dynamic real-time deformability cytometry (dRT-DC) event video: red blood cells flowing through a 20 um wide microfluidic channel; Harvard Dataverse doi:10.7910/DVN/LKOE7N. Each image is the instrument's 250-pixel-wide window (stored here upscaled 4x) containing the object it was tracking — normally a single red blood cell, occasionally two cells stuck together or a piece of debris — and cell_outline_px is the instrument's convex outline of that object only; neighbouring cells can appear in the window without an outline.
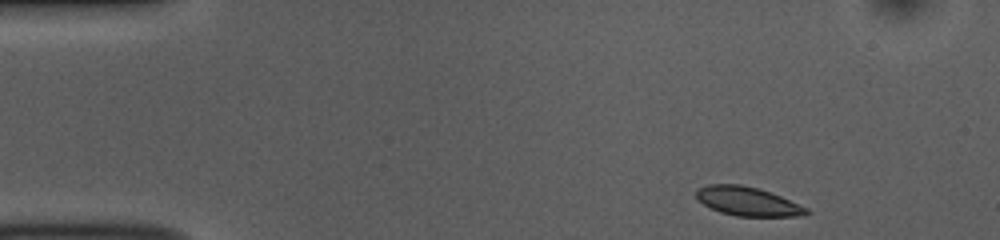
{"species": "common noctule bat (a hibernating species)", "species_latin": "Nyctalus noctula", "temperature_condition": "room temperature", "stored_images_in_passage": 47, "camera_frame_rate_fps": 3000, "um_per_image_px": 0.085, "animal": {"sex": "female", "body_mass_g": 10.0, "forearm_length_mm": 53.1}, "frame": {"image": 1, "passage_image": 1, "time_ms": 0.0, "image_size_px": [1000, 240], "cell_outline_px": [[812, 212], [808, 216], [736, 216], [720, 212], [704, 204], [696, 196], [696, 188], [708, 184], [740, 184], [756, 188], [780, 196], [808, 208]], "centroid_in_image_um": [63.58, 17.12], "position_along_channel_um": 21.4, "area_um2": 18.5}}
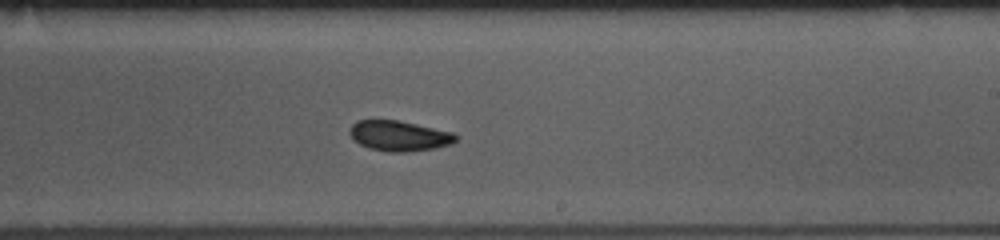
{"frame": {"image": 2, "passage_image": 26, "time_ms": 8.333, "image_size_px": [1000, 240], "cell_outline_px": [[456, 140], [452, 144], [432, 148], [408, 152], [388, 152], [368, 148], [360, 144], [348, 132], [348, 128], [356, 120], [400, 120], [452, 132], [456, 136]], "centroid_in_image_um": [33.89, 11.54], "position_along_channel_um": 255.1, "area_um2": 18.73}}
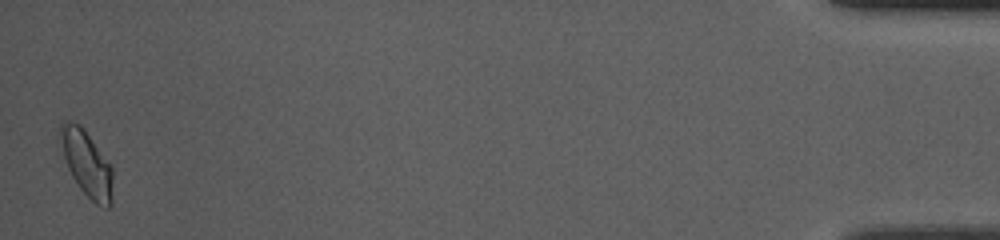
{"frame": {"image": 3, "passage_image": 47, "time_ms": 15.333, "image_size_px": [1000, 240], "cell_outline_px": [[112, 204], [108, 208], [104, 208], [96, 204], [80, 188], [72, 176], [68, 168], [64, 156], [60, 136], [60, 124], [64, 120], [68, 120], [80, 124], [84, 128], [112, 164]], "centroid_in_image_um": [7.41, 13.88], "position_along_channel_um": 427.8, "area_um2": 20.17}, "authors_computed_cell_mechanics": {"area_um2": 18.7272, "velocity_mm_per_s": 3.7436, "shape_relaxation_time_tau1_ms": 7.9395, "shape_relaxation_time_tau2_ms": null, "deformation_change_tau1": 0.1297, "deformation_change_tau2": null}}